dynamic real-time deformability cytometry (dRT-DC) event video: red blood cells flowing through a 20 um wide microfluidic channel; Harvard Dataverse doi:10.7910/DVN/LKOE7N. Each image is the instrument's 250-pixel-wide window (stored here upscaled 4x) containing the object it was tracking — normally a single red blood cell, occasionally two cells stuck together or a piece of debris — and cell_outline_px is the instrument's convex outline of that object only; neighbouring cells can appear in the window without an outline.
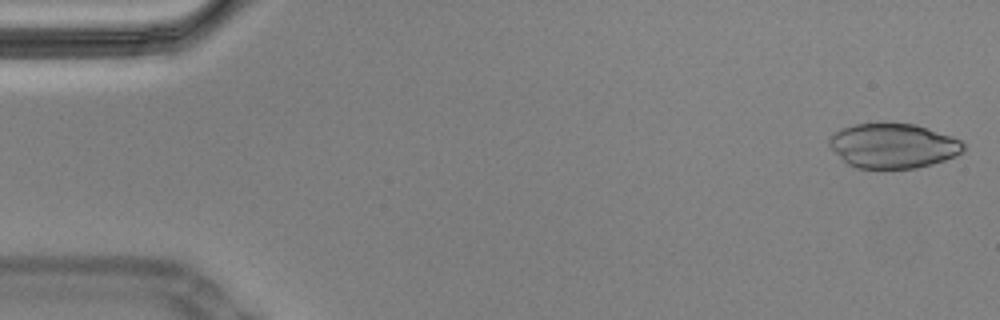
{"species": "Egyptian fruit bat (a non-hibernating species)", "species_latin": "Rousettus aegyptiacus", "temperature_condition": "cold", "stored_images_in_passage": 56, "camera_frame_rate_fps": 3000, "um_per_image_px": 0.085, "animal": {"sex": "male"}, "frame": {"image": 1, "passage_image": 1, "time_ms": 0.0, "image_size_px": [1000, 320], "cell_outline_px": [[964, 148], [956, 156], [932, 164], [916, 168], [856, 168], [848, 164], [828, 144], [828, 140], [840, 128], [856, 124], [876, 120], [884, 120], [916, 124], [952, 136], [960, 140], [964, 144]], "centroid_in_image_um": [75.91, 12.34], "position_along_channel_um": 9.1, "area_um2": 35.55}}